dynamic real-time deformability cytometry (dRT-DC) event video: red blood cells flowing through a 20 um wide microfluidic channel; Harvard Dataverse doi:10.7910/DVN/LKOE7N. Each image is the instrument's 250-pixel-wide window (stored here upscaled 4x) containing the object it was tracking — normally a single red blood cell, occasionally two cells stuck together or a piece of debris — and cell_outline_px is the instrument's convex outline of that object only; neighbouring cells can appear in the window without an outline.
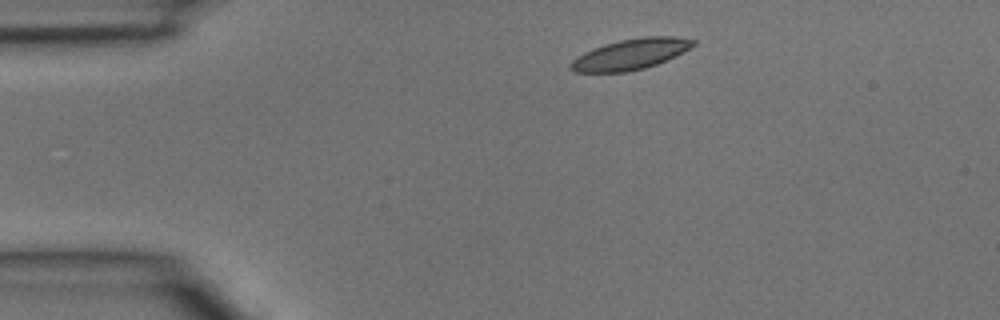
{"species": "common noctule bat (a hibernating species)", "species_latin": "Nyctalus noctula", "temperature_condition": "room temperature", "stored_images_in_passage": 2, "camera_frame_rate_fps": 3000, "um_per_image_px": 0.085, "animal": {"sex": "male", "body_mass_g": 15.6}, "frame": {"image": 1, "passage_image": 1, "time_ms": 0.0, "image_size_px": [1000, 320], "cell_outline_px": [[696, 44], [656, 64], [644, 68], [624, 72], [576, 72], [568, 68], [568, 64], [572, 60], [584, 52], [604, 44], [620, 40], [644, 36], [676, 36], [696, 40]], "centroid_in_image_um": [53.55, 4.6], "position_along_channel_um": 31.5, "area_um2": 21.62}}